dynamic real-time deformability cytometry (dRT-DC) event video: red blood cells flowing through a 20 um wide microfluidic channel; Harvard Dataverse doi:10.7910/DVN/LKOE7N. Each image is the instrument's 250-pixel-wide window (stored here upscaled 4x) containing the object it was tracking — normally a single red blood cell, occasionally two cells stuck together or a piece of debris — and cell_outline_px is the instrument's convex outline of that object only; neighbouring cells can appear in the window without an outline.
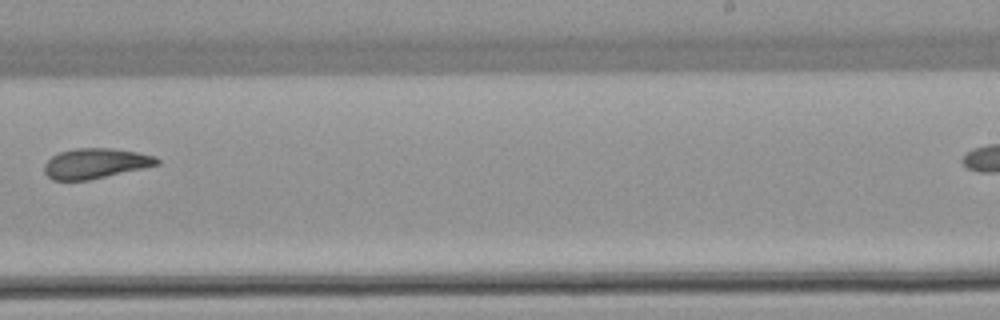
{"species": "common noctule bat (a hibernating species)", "species_latin": "Nyctalus noctula", "temperature_condition": "warm", "stored_images_in_passage": 9, "camera_frame_rate_fps": 3000, "um_per_image_px": 0.085, "animal": {"sex": "female", "body_mass_g": 22.7, "forearm_length_mm": 54.2}, "frame": {"image": 1, "passage_image": 8, "time_ms": 9.333, "image_size_px": [1000, 320], "cell_outline_px": [[160, 164], [88, 180], [52, 180], [44, 172], [44, 164], [52, 156], [60, 152], [76, 148], [108, 148], [136, 152], [156, 156], [160, 160]], "centroid_in_image_um": [8.1, 13.89], "position_along_channel_um": 280.9, "area_um2": 19.59}}